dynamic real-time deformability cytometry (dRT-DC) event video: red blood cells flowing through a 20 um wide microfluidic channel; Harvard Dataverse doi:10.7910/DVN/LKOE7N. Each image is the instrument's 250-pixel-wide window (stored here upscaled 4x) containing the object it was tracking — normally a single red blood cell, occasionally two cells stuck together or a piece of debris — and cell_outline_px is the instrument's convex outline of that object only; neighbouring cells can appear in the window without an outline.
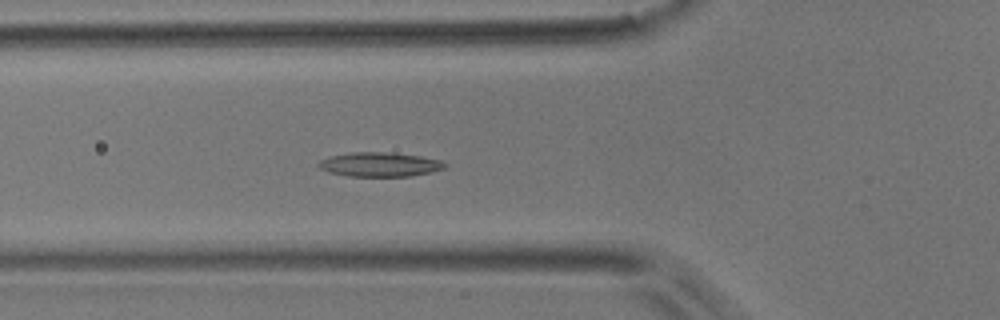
{"species": "common noctule bat (a hibernating species)", "species_latin": "Nyctalus noctula", "temperature_condition": "room temperature", "stored_images_in_passage": 43, "camera_frame_rate_fps": 3000, "um_per_image_px": 0.085, "animal": {"sex": "male", "body_mass_g": 17.9}, "frame": {"image": 1, "passage_image": 10, "time_ms": 3.0, "image_size_px": [1000, 320], "cell_outline_px": [[448, 164], [444, 168], [432, 172], [412, 176], [348, 176], [328, 172], [320, 168], [316, 164], [320, 160], [332, 156], [352, 152], [384, 152], [420, 156], [440, 160]], "centroid_in_image_um": [32.28, 13.98], "position_along_channel_um": 93.5, "area_um2": 17.8}}
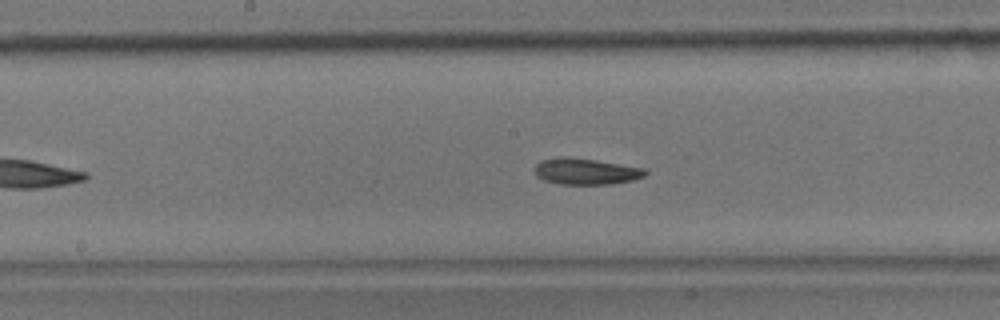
{"frame": {"image": 2, "passage_image": 18, "time_ms": 5.667, "image_size_px": [1000, 320], "cell_outline_px": [[648, 172], [644, 176], [632, 180], [608, 184], [560, 184], [544, 180], [536, 176], [536, 164], [540, 160], [560, 156], [596, 160], [644, 168]], "centroid_in_image_um": [49.78, 14.56], "position_along_channel_um": 198.4, "area_um2": 16.76}}
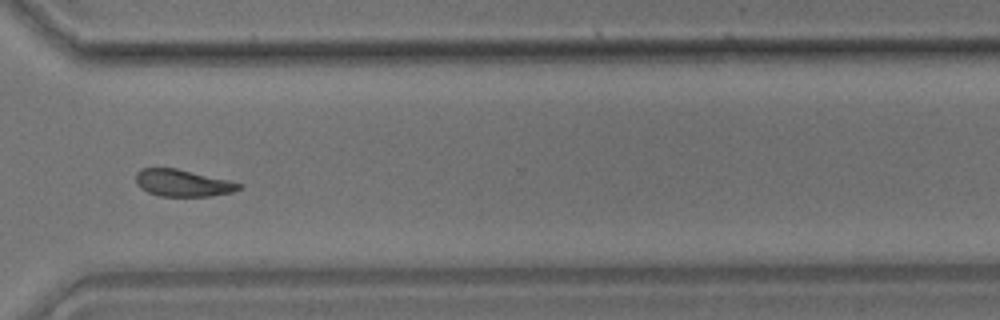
{"frame": {"image": 3, "passage_image": 30, "time_ms": 9.667, "image_size_px": [1000, 320], "cell_outline_px": [[244, 184], [240, 188], [232, 192], [212, 196], [160, 196], [148, 192], [140, 188], [136, 184], [136, 172], [140, 168], [176, 168], [228, 180]], "centroid_in_image_um": [15.51, 15.55], "position_along_channel_um": 355.1, "area_um2": 16.18}, "authors_computed_cell_mechanics": {"area_um2": 16.8198, "velocity_mm_per_s": 3.9207, "shape_relaxation_time_tau1_ms": 6.4842, "shape_relaxation_time_tau2_ms": 3.3837, "deformation_change_tau1": 0.1392, "deformation_change_tau2": 0.1017}}